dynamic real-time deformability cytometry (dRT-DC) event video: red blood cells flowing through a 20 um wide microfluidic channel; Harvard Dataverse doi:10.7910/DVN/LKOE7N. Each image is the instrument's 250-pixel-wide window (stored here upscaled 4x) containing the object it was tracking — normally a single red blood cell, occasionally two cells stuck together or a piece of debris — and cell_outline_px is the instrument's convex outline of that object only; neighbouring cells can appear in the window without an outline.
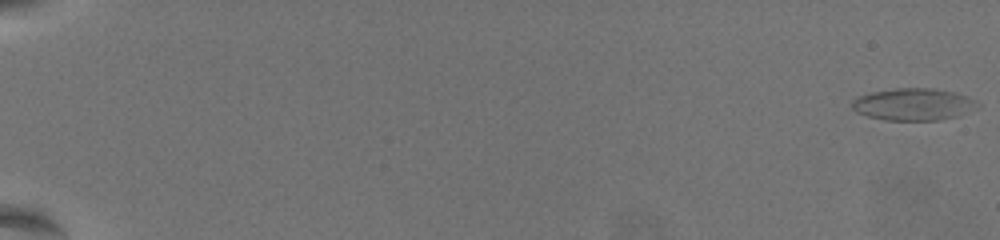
{"species": "common noctule bat (a hibernating species)", "species_latin": "Nyctalus noctula", "temperature_condition": "warm", "stored_images_in_passage": 63, "camera_frame_rate_fps": 3000, "um_per_image_px": 0.085, "animal": {"sex": "female", "body_mass_g": 19.5, "forearm_length_mm": 54.1}, "frame": {"image": 1, "passage_image": 1, "time_ms": 0.0, "image_size_px": [1000, 240], "cell_outline_px": [[980, 104], [960, 116], [940, 120], [884, 120], [868, 116], [856, 112], [852, 108], [852, 100], [856, 96], [872, 92], [896, 88], [932, 88], [956, 92], [968, 96], [976, 100]], "centroid_in_image_um": [77.64, 8.86], "position_along_channel_um": 7.4, "area_um2": 23.64}}
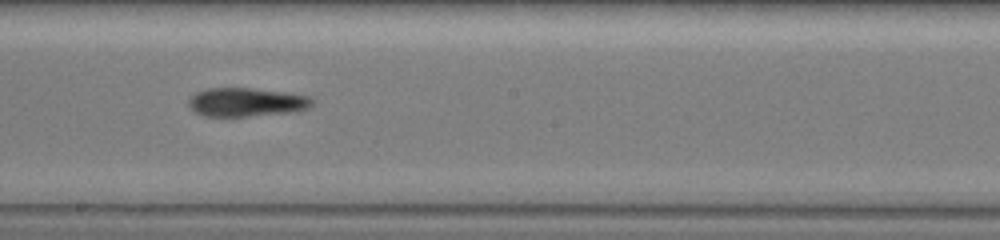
{"frame": {"image": 2, "passage_image": 39, "time_ms": 12.667, "image_size_px": [1000, 240], "cell_outline_px": [[316, 100], [308, 108], [288, 112], [248, 116], [204, 116], [196, 112], [188, 104], [188, 100], [196, 92], [208, 88], [252, 88], [284, 92], [308, 96]], "centroid_in_image_um": [20.94, 8.67], "position_along_channel_um": 227.3, "area_um2": 20.46}}
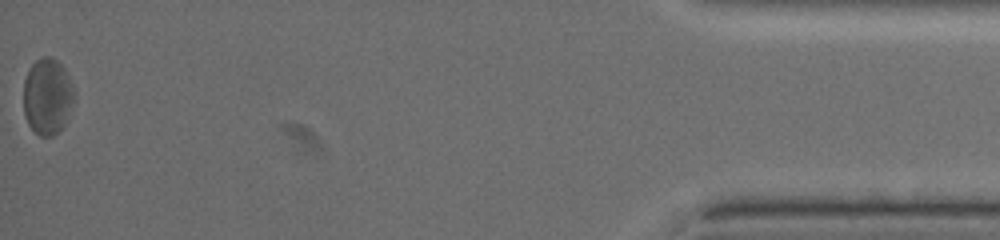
{"frame": {"image": 3, "passage_image": 63, "time_ms": 20.667, "image_size_px": [1000, 240], "cell_outline_px": [[76, 96], [68, 120], [52, 136], [40, 136], [28, 124], [24, 116], [24, 80], [32, 64], [40, 56], [52, 56], [64, 68], [76, 92]], "centroid_in_image_um": [4.06, 8.18], "position_along_channel_um": 431.1, "area_um2": 22.77}, "authors_computed_cell_mechanics": {"area_um2": 21.0392, "velocity_mm_per_s": 3.5406, "shape_relaxation_time_tau1_ms": null, "shape_relaxation_time_tau2_ms": 7.9317, "deformation_change_tau1": null, "deformation_change_tau2": 0.1752}}